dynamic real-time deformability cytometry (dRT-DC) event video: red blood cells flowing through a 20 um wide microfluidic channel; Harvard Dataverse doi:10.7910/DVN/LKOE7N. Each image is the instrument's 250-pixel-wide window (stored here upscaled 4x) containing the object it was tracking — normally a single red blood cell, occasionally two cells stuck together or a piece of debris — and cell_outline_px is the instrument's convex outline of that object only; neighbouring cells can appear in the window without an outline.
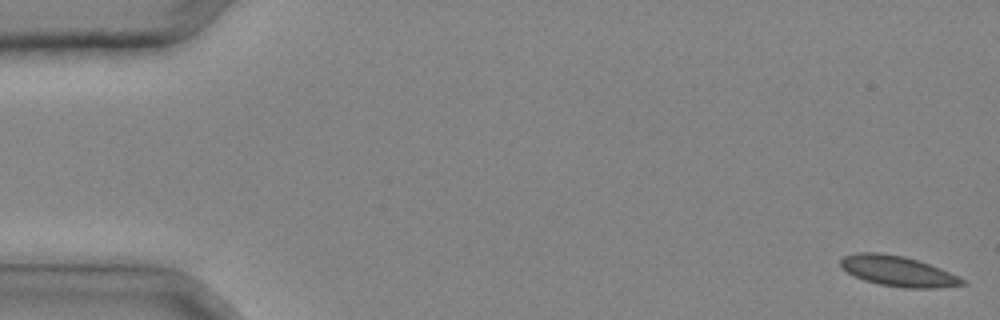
{"species": "common noctule bat (a hibernating species)", "species_latin": "Nyctalus noctula", "temperature_condition": "cold", "stored_images_in_passage": 35, "camera_frame_rate_fps": 3000, "um_per_image_px": 0.085, "animal": {"sex": "male", "body_mass_g": 20.4}, "frame": {"image": 1, "passage_image": 1, "time_ms": 0.0, "image_size_px": [1000, 320], "cell_outline_px": [[968, 284], [936, 288], [908, 288], [880, 284], [864, 280], [840, 268], [840, 260], [844, 256], [856, 252], [876, 252], [904, 256], [940, 268], [964, 280]], "centroid_in_image_um": [76.29, 23.04], "position_along_channel_um": 8.7, "area_um2": 21.27}}
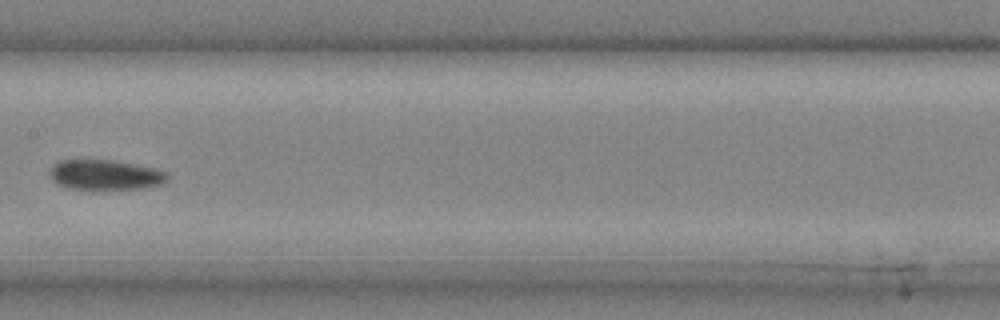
{"frame": {"image": 2, "passage_image": 20, "time_ms": 6.333, "image_size_px": [1000, 320], "cell_outline_px": [[168, 176], [160, 184], [140, 188], [100, 192], [92, 192], [68, 188], [52, 180], [48, 172], [52, 164], [56, 160], [112, 160], [152, 168], [168, 172]], "centroid_in_image_um": [8.85, 14.9], "position_along_channel_um": 198.6, "area_um2": 21.27}}
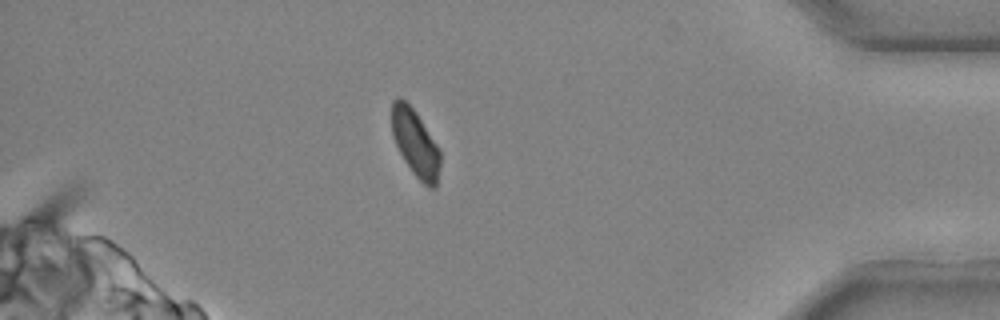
{"frame": {"image": 3, "passage_image": 34, "time_ms": 11.0, "image_size_px": [1000, 320], "cell_outline_px": [[156, 292], [148, 304], [144, 304], [120, 292], [84, 240], [104, 240], [128, 256]], "centroid_in_image_um": [10.39, 23.07], "position_along_channel_um": 424.8, "area_um2": 13.76}}